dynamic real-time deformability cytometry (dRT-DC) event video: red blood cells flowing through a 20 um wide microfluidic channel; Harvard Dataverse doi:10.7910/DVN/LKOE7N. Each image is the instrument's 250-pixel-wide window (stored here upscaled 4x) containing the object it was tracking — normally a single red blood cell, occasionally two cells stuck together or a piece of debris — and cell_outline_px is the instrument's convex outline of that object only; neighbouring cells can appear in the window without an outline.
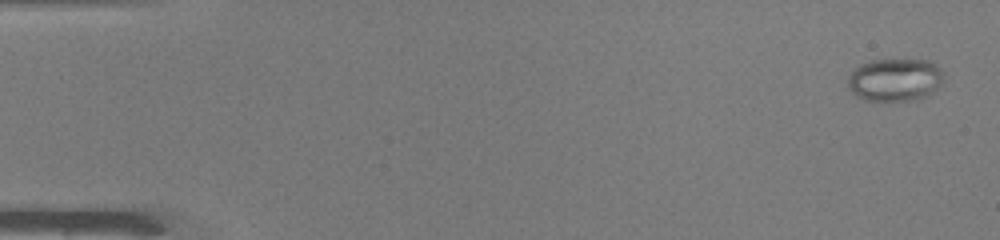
{"species": "common noctule bat (a hibernating species)", "species_latin": "Nyctalus noctula", "temperature_condition": "warm", "stored_images_in_passage": 50, "segment_of_instrument_passage": [1, 2], "camera_frame_rate_fps": 3000, "um_per_image_px": 0.085, "animal": {"sex": "male", "body_mass_g": 19.0, "forearm_length_mm": 50.8}, "frame": {"image": 1, "passage_image": 2, "time_ms": 0.333, "image_size_px": [1000, 240], "cell_outline_px": [[944, 76], [940, 84], [928, 96], [920, 100], [864, 100], [856, 96], [848, 88], [848, 76], [860, 64], [872, 60], [932, 60], [944, 72]], "centroid_in_image_um": [76.09, 6.78], "position_along_channel_um": 8.9, "area_um2": 24.04}}
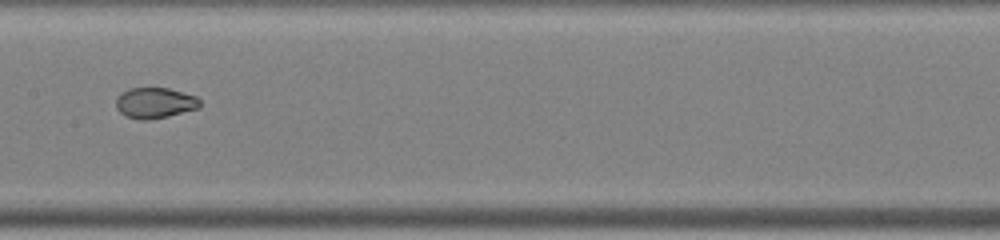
{"frame": {"image": 2, "passage_image": 26, "time_ms": 8.333, "image_size_px": [1000, 240], "cell_outline_px": [[200, 108], [168, 116], [148, 120], [140, 120], [124, 116], [116, 108], [116, 100], [120, 92], [128, 88], [168, 88], [196, 96], [200, 100]], "centroid_in_image_um": [13.14, 8.75], "position_along_channel_um": 194.3, "area_um2": 15.14}}
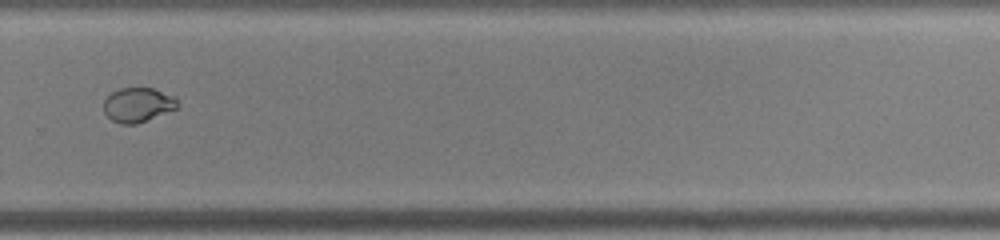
{"frame": {"image": 3, "passage_image": 35, "time_ms": 11.333, "image_size_px": [1000, 240], "cell_outline_px": [[180, 108], [136, 124], [120, 124], [112, 120], [104, 112], [104, 100], [112, 92], [120, 88], [152, 88], [176, 96], [180, 104]], "centroid_in_image_um": [11.78, 8.91], "position_along_channel_um": 318.0, "area_um2": 15.03}}